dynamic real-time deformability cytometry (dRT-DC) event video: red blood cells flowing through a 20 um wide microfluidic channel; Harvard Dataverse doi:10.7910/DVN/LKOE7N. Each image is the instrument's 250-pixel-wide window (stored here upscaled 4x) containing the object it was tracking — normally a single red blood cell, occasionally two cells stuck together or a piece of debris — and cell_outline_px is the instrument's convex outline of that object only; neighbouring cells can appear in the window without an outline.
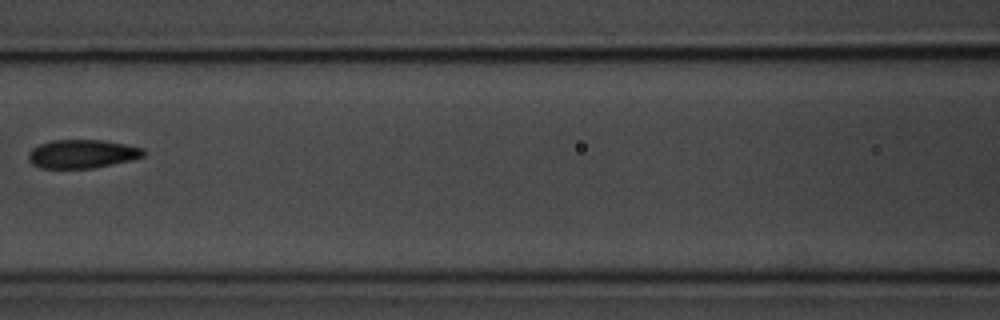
{"species": "common noctule bat (a hibernating species)", "species_latin": "Nyctalus noctula", "temperature_condition": "room temperature", "stored_images_in_passage": 16, "camera_frame_rate_fps": 3000, "um_per_image_px": 0.085, "animal": {"sex": "male", "body_mass_g": 20.1, "forearm_length_mm": 53.5}, "frame": {"image": 1, "passage_image": 7, "time_ms": 8.0, "image_size_px": [1000, 320], "cell_outline_px": [[144, 156], [132, 160], [92, 168], [40, 168], [32, 164], [28, 160], [28, 152], [32, 148], [40, 144], [52, 140], [100, 140], [124, 144], [144, 148]], "centroid_in_image_um": [6.96, 13.08], "position_along_channel_um": 159.6, "area_um2": 19.13}}
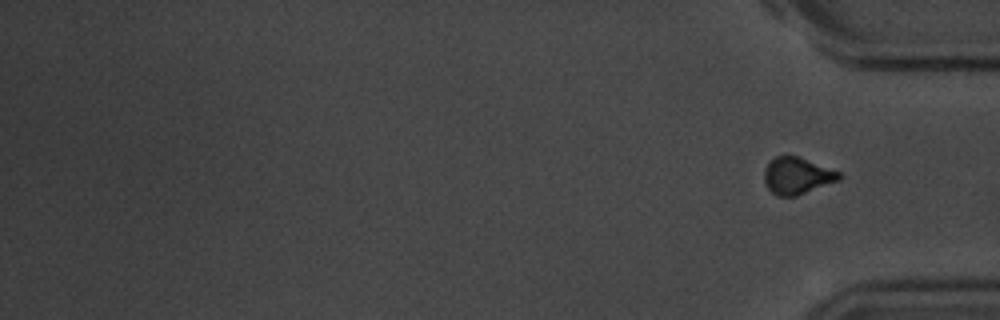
{"frame": {"image": 2, "passage_image": 16, "time_ms": 19.333, "image_size_px": [1000, 320], "cell_outline_px": [[840, 180], [796, 196], [776, 196], [768, 188], [764, 180], [764, 168], [776, 156], [796, 156], [840, 172]], "centroid_in_image_um": [67.73, 14.96], "position_along_channel_um": 367.5, "area_um2": 15.78}, "authors_computed_cell_mechanics": {"area_um2": 19.2474, "velocity_mm_per_s": 3.5235, "shape_relaxation_time_tau1_ms": 7.4765, "shape_relaxation_time_tau2_ms": 2.174, "deformation_change_tau1": 0.1579, "deformation_change_tau2": 0.08}}